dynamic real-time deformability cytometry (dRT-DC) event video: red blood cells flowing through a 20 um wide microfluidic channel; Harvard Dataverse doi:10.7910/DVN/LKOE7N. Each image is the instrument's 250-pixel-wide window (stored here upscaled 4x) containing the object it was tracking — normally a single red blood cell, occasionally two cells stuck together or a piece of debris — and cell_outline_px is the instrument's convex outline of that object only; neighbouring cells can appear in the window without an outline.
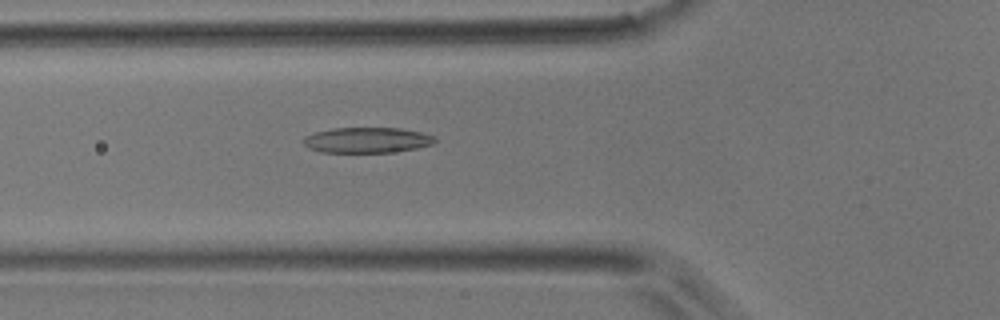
{"species": "common noctule bat (a hibernating species)", "species_latin": "Nyctalus noctula", "temperature_condition": "room temperature", "stored_images_in_passage": 30, "camera_frame_rate_fps": 3000, "um_per_image_px": 0.085, "animal": {"sex": "male", "body_mass_g": 17.9}, "frame": {"image": 1, "passage_image": 3, "time_ms": 0.667, "image_size_px": [1000, 320], "cell_outline_px": [[436, 140], [432, 144], [416, 148], [392, 152], [320, 152], [308, 148], [300, 140], [304, 136], [316, 132], [332, 128], [400, 128], [420, 132], [432, 136]], "centroid_in_image_um": [31.13, 11.91], "position_along_channel_um": 94.7, "area_um2": 19.48}}
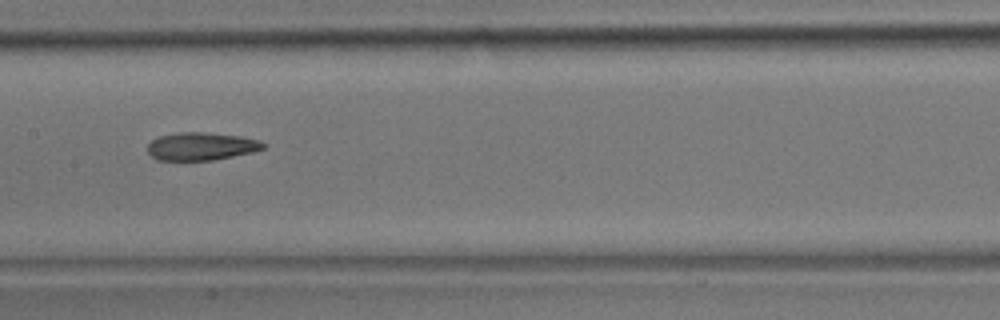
{"frame": {"image": 2, "passage_image": 10, "time_ms": 3.0, "image_size_px": [1000, 320], "cell_outline_px": [[264, 148], [252, 152], [212, 160], [156, 160], [148, 152], [148, 144], [152, 140], [160, 136], [180, 132], [204, 132], [240, 136], [260, 140], [264, 144]], "centroid_in_image_um": [17.09, 12.43], "position_along_channel_um": 190.3, "area_um2": 18.61}}
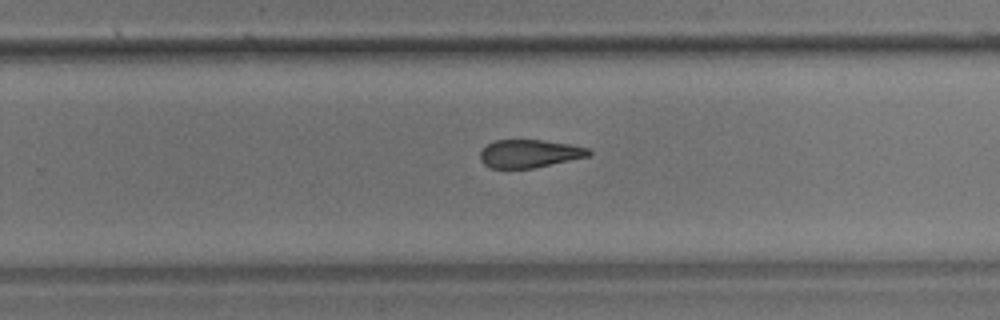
{"frame": {"image": 3, "passage_image": 17, "time_ms": 5.333, "image_size_px": [1000, 320], "cell_outline_px": [[592, 152], [588, 156], [532, 168], [492, 168], [484, 164], [480, 160], [480, 152], [488, 144], [496, 140], [544, 140], [568, 144], [588, 148]], "centroid_in_image_um": [44.98, 13.05], "position_along_channel_um": 284.8, "area_um2": 17.46}}